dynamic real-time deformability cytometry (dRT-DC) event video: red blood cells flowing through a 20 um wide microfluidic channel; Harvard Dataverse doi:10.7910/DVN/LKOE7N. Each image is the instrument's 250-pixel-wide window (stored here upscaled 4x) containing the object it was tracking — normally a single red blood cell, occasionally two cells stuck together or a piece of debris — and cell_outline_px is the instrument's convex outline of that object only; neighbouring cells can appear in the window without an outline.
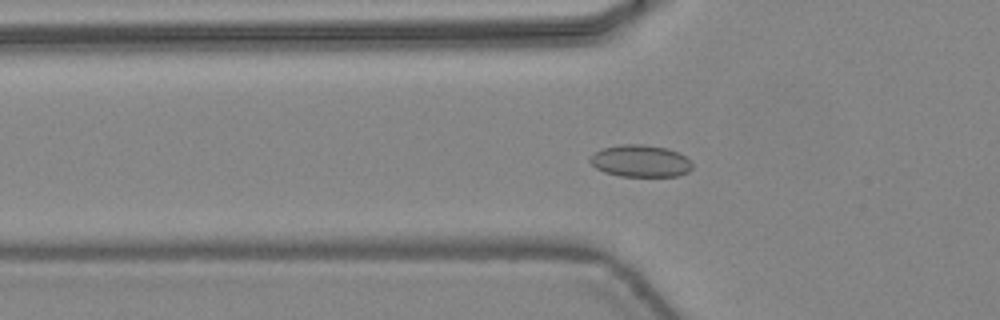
{"species": "common noctule bat (a hibernating species)", "species_latin": "Nyctalus noctula", "temperature_condition": "warm", "stored_images_in_passage": 47, "camera_frame_rate_fps": 3000, "um_per_image_px": 0.085, "animal": {"sex": "female", "body_mass_g": 24.6, "forearm_length_mm": 56.2}, "frame": {"image": 1, "passage_image": 17, "time_ms": 5.333, "image_size_px": [1000, 320], "cell_outline_px": [[692, 168], [688, 172], [680, 176], [620, 176], [604, 172], [596, 168], [588, 160], [588, 156], [600, 148], [620, 144], [640, 144], [668, 148], [684, 156], [692, 164]], "centroid_in_image_um": [54.38, 13.68], "position_along_channel_um": 71.4, "area_um2": 19.25}}
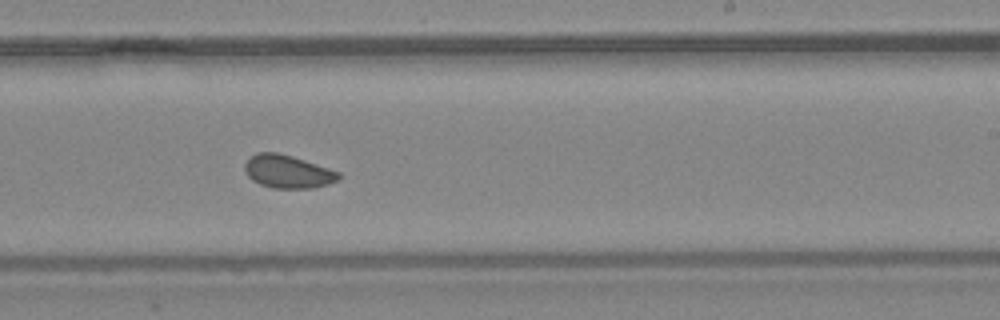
{"frame": {"image": 2, "passage_image": 30, "time_ms": 9.667, "image_size_px": [1000, 320], "cell_outline_px": [[340, 180], [328, 184], [312, 188], [272, 188], [260, 184], [252, 180], [248, 176], [244, 168], [244, 164], [248, 156], [256, 152], [276, 152], [292, 156], [340, 172]], "centroid_in_image_um": [24.43, 14.58], "position_along_channel_um": 264.6, "area_um2": 18.21}}
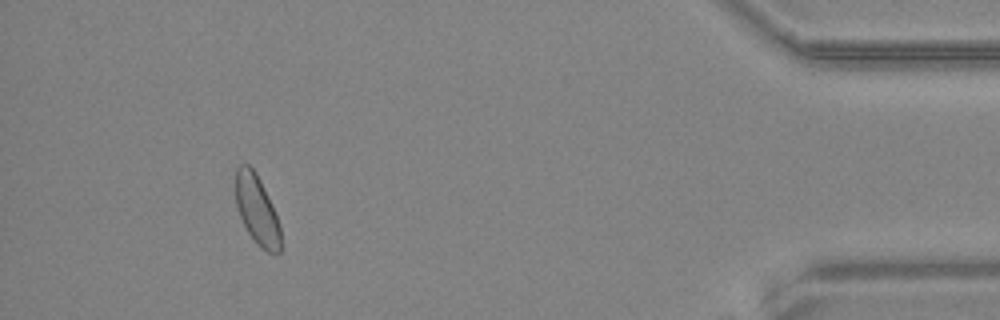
{"frame": {"image": 3, "passage_image": 44, "time_ms": 14.333, "image_size_px": [1000, 320], "cell_outline_px": [[280, 252], [268, 252], [260, 248], [256, 244], [248, 232], [240, 216], [236, 204], [236, 168], [240, 164], [248, 164], [256, 172], [260, 180], [280, 224]], "centroid_in_image_um": [21.83, 17.84], "position_along_channel_um": 413.4, "area_um2": 17.92}, "authors_computed_cell_mechanics": {"area_um2": 18.5538, "velocity_mm_per_s": 4.455, "shape_relaxation_time_tau1_ms": null, "shape_relaxation_time_tau2_ms": 2.5163, "deformation_change_tau1": null, "deformation_change_tau2": 0.0469}}